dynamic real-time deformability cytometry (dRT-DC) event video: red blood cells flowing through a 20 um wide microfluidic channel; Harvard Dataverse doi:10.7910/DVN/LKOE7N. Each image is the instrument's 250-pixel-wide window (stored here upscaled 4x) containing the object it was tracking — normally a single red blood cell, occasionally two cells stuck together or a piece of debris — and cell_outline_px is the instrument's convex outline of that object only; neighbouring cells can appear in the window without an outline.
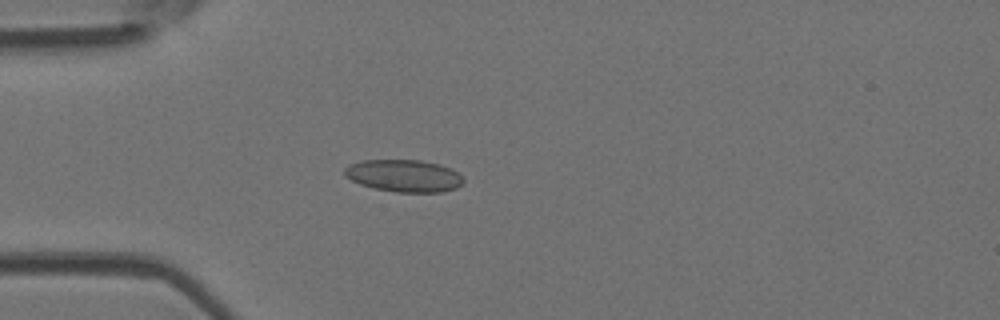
{"species": "Egyptian fruit bat (a non-hibernating species)", "species_latin": "Rousettus aegyptiacus", "temperature_condition": "room temperature", "stored_images_in_passage": 46, "camera_frame_rate_fps": 3000, "um_per_image_px": 0.085, "animal": {"sex": "female"}, "frame": {"image": 1, "passage_image": 9, "time_ms": 2.667, "image_size_px": [1000, 320], "cell_outline_px": [[464, 184], [456, 188], [444, 192], [396, 192], [372, 188], [360, 184], [344, 176], [344, 168], [348, 164], [360, 160], [420, 160], [440, 164], [464, 176]], "centroid_in_image_um": [34.33, 14.94], "position_along_channel_um": 50.7, "area_um2": 22.6}}
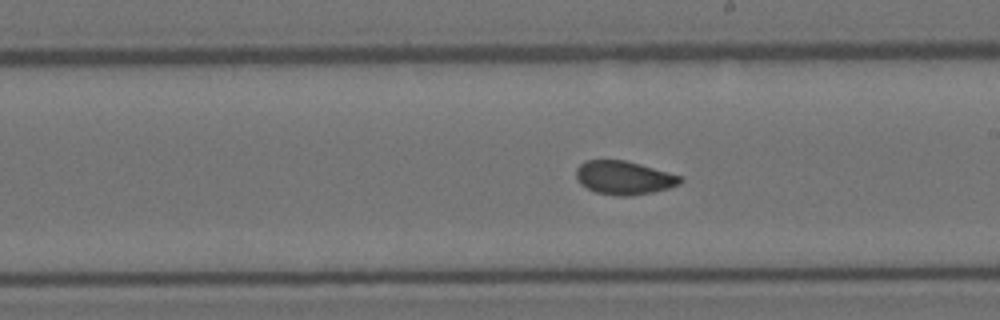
{"frame": {"image": 2, "passage_image": 24, "time_ms": 7.667, "image_size_px": [1000, 320], "cell_outline_px": [[684, 180], [680, 184], [668, 188], [652, 192], [632, 196], [620, 196], [596, 192], [580, 184], [576, 176], [576, 168], [584, 160], [624, 160], [640, 164], [668, 172], [680, 176]], "centroid_in_image_um": [53.03, 15.1], "position_along_channel_um": 236.0, "area_um2": 20.29}}
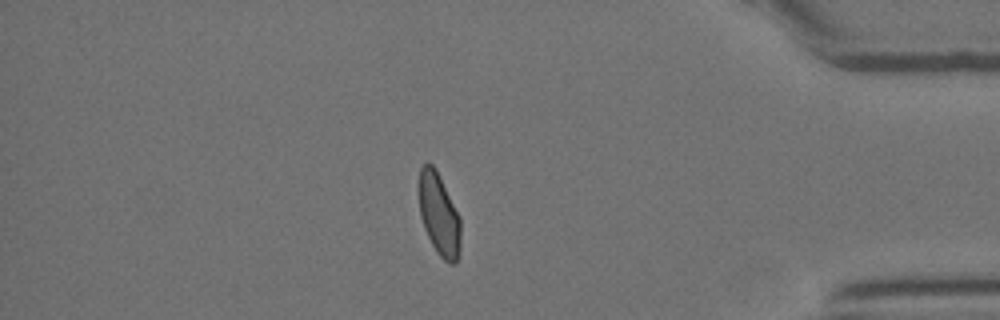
{"frame": {"image": 3, "passage_image": 39, "time_ms": 12.667, "image_size_px": [1000, 320], "cell_outline_px": [[460, 256], [456, 264], [448, 264], [436, 252], [424, 228], [420, 216], [416, 188], [420, 168], [428, 160], [436, 168], [460, 216]], "centroid_in_image_um": [37.29, 18.19], "position_along_channel_um": 397.9, "area_um2": 20.81}, "authors_computed_cell_mechanics": {"area_um2": 20.6635, "velocity_mm_per_s": 3.9154, "shape_relaxation_time_tau1_ms": 7.4011, "shape_relaxation_time_tau2_ms": 1.0351, "deformation_change_tau1": 0.1366, "deformation_change_tau2": 0.0565}}